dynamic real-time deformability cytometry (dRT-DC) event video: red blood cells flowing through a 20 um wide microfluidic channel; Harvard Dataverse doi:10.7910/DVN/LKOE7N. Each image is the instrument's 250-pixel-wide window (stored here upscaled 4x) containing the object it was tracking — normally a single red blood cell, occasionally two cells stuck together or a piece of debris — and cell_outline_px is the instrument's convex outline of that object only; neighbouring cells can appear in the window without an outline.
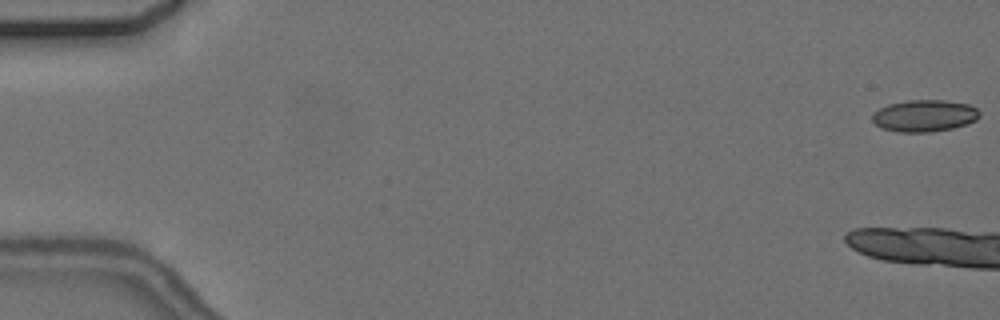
{"species": "common noctule bat (a hibernating species)", "species_latin": "Nyctalus noctula", "temperature_condition": "cold", "stored_images_in_passage": 7, "camera_frame_rate_fps": 3000, "um_per_image_px": 0.085, "animal": {"sex": "female", "body_mass_g": 24.6, "forearm_length_mm": 56.2}, "frame": {"image": 1, "passage_image": 1, "time_ms": 0.0, "image_size_px": [1000, 320], "cell_outline_px": [[980, 116], [976, 120], [968, 124], [952, 128], [928, 132], [896, 132], [880, 128], [872, 120], [872, 116], [880, 108], [888, 104], [908, 100], [944, 100], [968, 104], [976, 108], [980, 112]], "centroid_in_image_um": [78.58, 9.84], "position_along_channel_um": 6.4, "area_um2": 19.94}}